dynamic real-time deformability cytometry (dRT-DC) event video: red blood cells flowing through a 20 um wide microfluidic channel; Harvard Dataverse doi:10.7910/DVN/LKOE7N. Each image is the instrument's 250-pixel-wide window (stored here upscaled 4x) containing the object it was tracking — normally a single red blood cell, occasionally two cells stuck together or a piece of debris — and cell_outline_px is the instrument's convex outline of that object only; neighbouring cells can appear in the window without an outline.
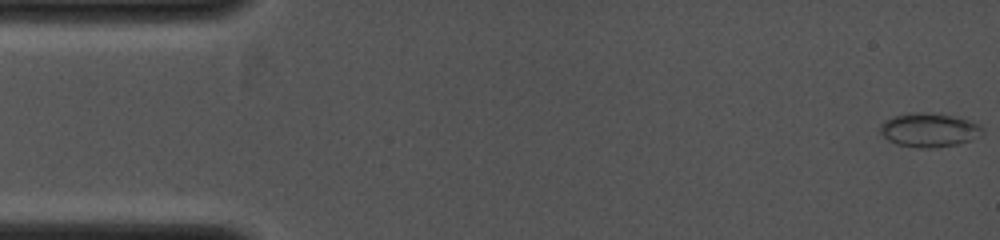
{"species": "common noctule bat (a hibernating species)", "species_latin": "Nyctalus noctula", "temperature_condition": "cold", "stored_images_in_passage": 43, "camera_frame_rate_fps": 4000, "um_per_image_px": 0.085, "animal": {"sex": "female", "body_mass_g": 19.0, "forearm_length_mm": 53.3}, "frame": {"image": 1, "passage_image": 1, "time_ms": 0.0, "image_size_px": [1000, 240], "cell_outline_px": [[984, 132], [980, 136], [956, 144], [932, 148], [920, 148], [896, 144], [888, 140], [880, 132], [880, 124], [884, 120], [892, 116], [908, 112], [928, 112], [968, 120], [976, 124]], "centroid_in_image_um": [78.89, 11.04], "position_along_channel_um": 6.1, "area_um2": 20.0}}
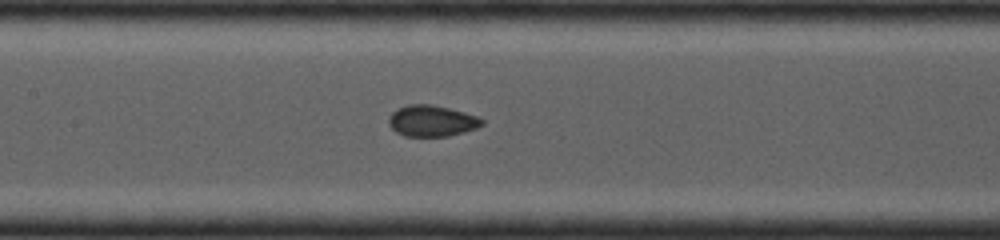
{"frame": {"image": 2, "passage_image": 27, "time_ms": 5.25, "image_size_px": [1000, 240], "cell_outline_px": [[484, 124], [476, 128], [448, 136], [404, 136], [396, 132], [388, 124], [388, 116], [396, 108], [408, 104], [432, 104], [480, 116], [484, 120]], "centroid_in_image_um": [36.69, 10.26], "position_along_channel_um": 170.7, "area_um2": 17.11}}
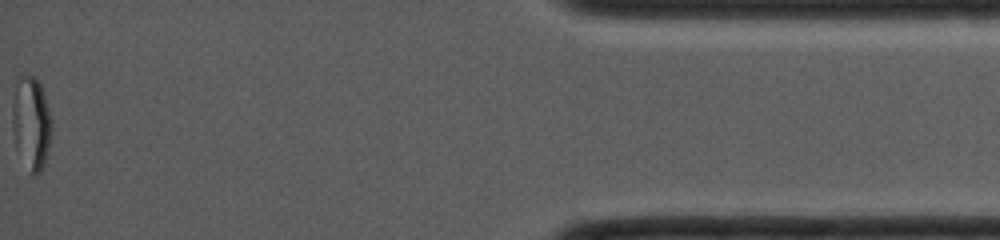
{"frame": {"image": 3, "passage_image": 43, "time_ms": 11.25, "image_size_px": [1000, 240], "cell_outline_px": [[52, 124], [48, 148], [44, 164], [40, 172], [36, 176], [32, 172], [16, 148], [12, 132], [12, 100], [16, 76], [20, 72], [28, 72], [36, 76], [44, 92]], "centroid_in_image_um": [2.62, 10.29], "position_along_channel_um": 432.6, "area_um2": 21.68}}